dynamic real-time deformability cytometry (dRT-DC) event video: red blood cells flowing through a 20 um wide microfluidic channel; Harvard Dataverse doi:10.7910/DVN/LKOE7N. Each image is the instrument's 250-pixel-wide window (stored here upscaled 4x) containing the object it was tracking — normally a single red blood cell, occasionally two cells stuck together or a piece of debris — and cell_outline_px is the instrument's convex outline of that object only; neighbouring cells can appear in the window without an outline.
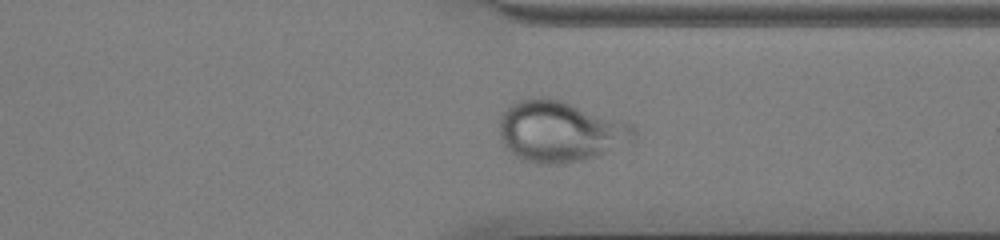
{"species": "common noctule bat (a hibernating species)", "species_latin": "Nyctalus noctula", "temperature_condition": "cold", "stored_images_in_passage": 56, "camera_frame_rate_fps": 3000, "um_per_image_px": 0.085, "animal": {"sex": "male", "body_mass_g": 13.0, "forearm_length_mm": 53.1}, "frame": {"image": 1, "passage_image": 44, "time_ms": 14.333, "image_size_px": [1000, 240], "cell_outline_px": [[636, 136], [632, 140], [596, 156], [580, 160], [560, 164], [536, 164], [520, 160], [504, 144], [500, 136], [500, 116], [516, 100], [540, 96], [548, 96], [632, 124], [636, 128]], "centroid_in_image_um": [47.57, 11.16], "position_along_channel_um": 363.8, "area_um2": 47.51}}
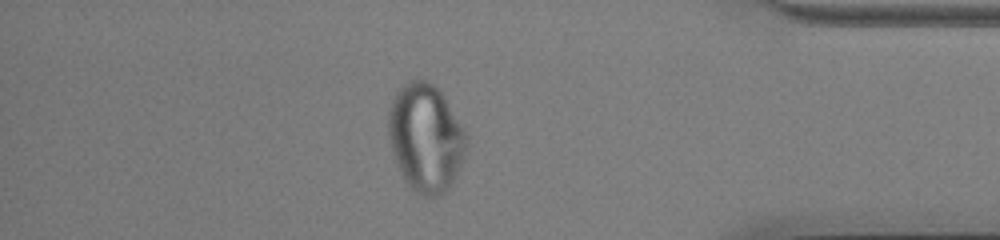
{"frame": {"image": 2, "passage_image": 49, "time_ms": 16.0, "image_size_px": [1000, 240], "cell_outline_px": [[468, 144], [452, 184], [448, 192], [436, 196], [420, 196], [404, 180], [396, 164], [392, 152], [388, 136], [388, 112], [392, 100], [396, 92], [408, 80], [428, 80], [444, 96], [464, 128], [468, 136]], "centroid_in_image_um": [36.18, 11.73], "position_along_channel_um": 399.0, "area_um2": 49.25}}